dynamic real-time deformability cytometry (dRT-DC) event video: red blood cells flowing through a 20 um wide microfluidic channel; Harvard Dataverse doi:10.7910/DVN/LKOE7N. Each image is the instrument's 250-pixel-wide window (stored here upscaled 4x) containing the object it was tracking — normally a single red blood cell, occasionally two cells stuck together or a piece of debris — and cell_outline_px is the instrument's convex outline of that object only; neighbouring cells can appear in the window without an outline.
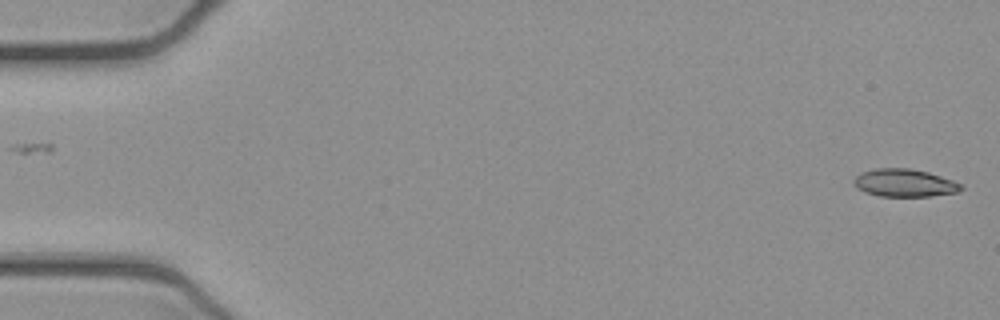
{"species": "common noctule bat (a hibernating species)", "species_latin": "Nyctalus noctula", "temperature_condition": "cold", "stored_images_in_passage": 52, "camera_frame_rate_fps": 3000, "um_per_image_px": 0.085, "animal": {"sex": "female", "body_mass_g": 21.9}, "frame": {"image": 1, "passage_image": 1, "time_ms": 0.0, "image_size_px": [1000, 320], "cell_outline_px": [[964, 188], [956, 192], [932, 196], [880, 196], [864, 192], [856, 188], [852, 184], [852, 180], [860, 172], [876, 168], [908, 168], [928, 172], [964, 184]], "centroid_in_image_um": [76.85, 15.54], "position_along_channel_um": 8.2, "area_um2": 17.51}}
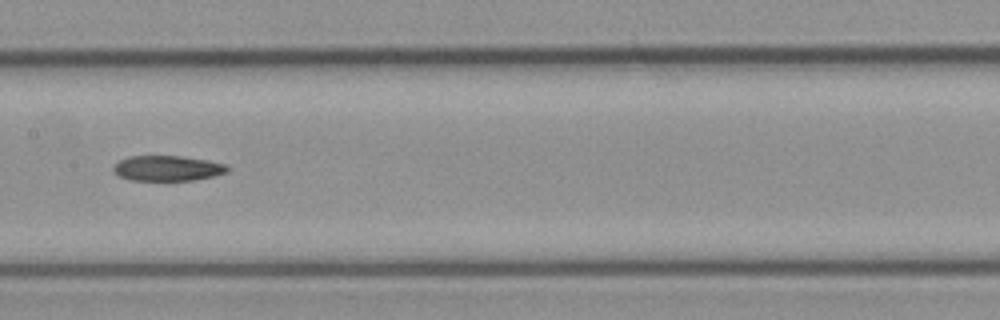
{"frame": {"image": 2, "passage_image": 26, "time_ms": 8.333, "image_size_px": [1000, 320], "cell_outline_px": [[232, 168], [228, 172], [212, 176], [192, 180], [128, 180], [112, 172], [112, 168], [120, 160], [128, 156], [180, 156], [208, 160], [228, 164]], "centroid_in_image_um": [14.26, 14.3], "position_along_channel_um": 193.1, "area_um2": 16.94}}
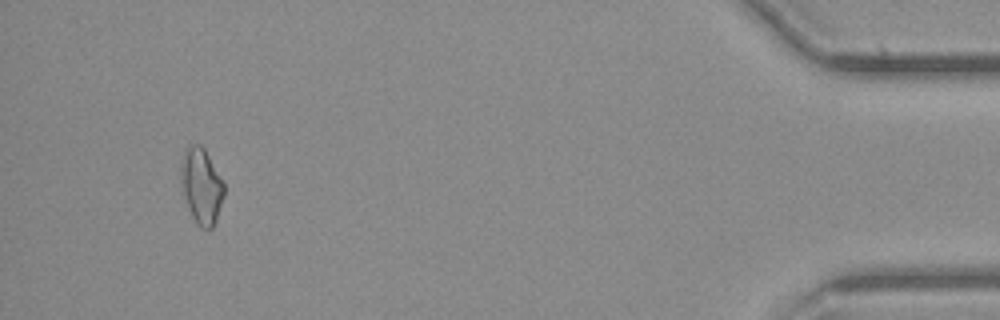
{"frame": {"image": 3, "passage_image": 49, "time_ms": 16.0, "image_size_px": [1000, 320], "cell_outline_px": [[224, 196], [216, 220], [212, 228], [200, 228], [196, 224], [192, 216], [180, 180], [180, 160], [184, 148], [188, 144], [200, 144], [204, 148], [224, 184]], "centroid_in_image_um": [17.1, 15.76], "position_along_channel_um": 418.1, "area_um2": 18.96}}